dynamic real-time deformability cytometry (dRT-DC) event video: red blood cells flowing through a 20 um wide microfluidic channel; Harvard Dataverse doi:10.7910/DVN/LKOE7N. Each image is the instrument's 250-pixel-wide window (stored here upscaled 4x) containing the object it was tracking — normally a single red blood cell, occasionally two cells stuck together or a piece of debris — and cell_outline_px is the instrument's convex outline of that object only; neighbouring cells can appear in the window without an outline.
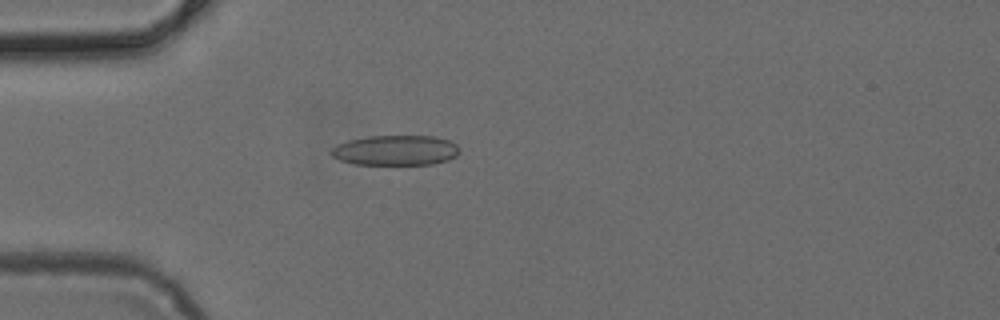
{"species": "common noctule bat (a hibernating species)", "species_latin": "Nyctalus noctula", "temperature_condition": "cold", "stored_images_in_passage": 37, "camera_frame_rate_fps": 3000, "um_per_image_px": 0.085, "animal": {"sex": "female", "body_mass_g": 24.6, "forearm_length_mm": 56.2}, "frame": {"image": 1, "passage_image": 1, "time_ms": 0.0, "image_size_px": [1000, 320], "cell_outline_px": [[460, 152], [456, 156], [448, 160], [432, 164], [356, 164], [340, 160], [332, 156], [332, 148], [336, 144], [348, 140], [368, 136], [436, 136], [448, 140], [456, 144], [460, 148]], "centroid_in_image_um": [33.65, 12.77], "position_along_channel_um": 51.4, "area_um2": 22.54}}
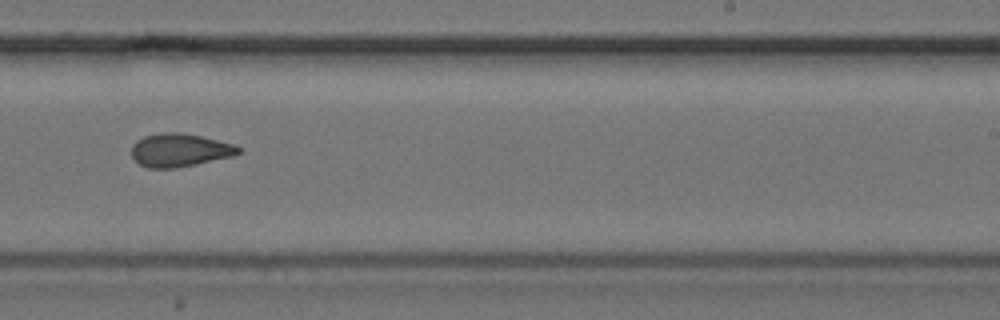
{"frame": {"image": 2, "passage_image": 18, "time_ms": 5.667, "image_size_px": [1000, 320], "cell_outline_px": [[240, 152], [232, 156], [196, 164], [176, 168], [148, 168], [140, 164], [132, 156], [132, 144], [136, 140], [144, 136], [160, 132], [180, 132], [200, 136], [232, 144], [240, 148]], "centroid_in_image_um": [15.23, 12.76], "position_along_channel_um": 273.8, "area_um2": 20.52}}
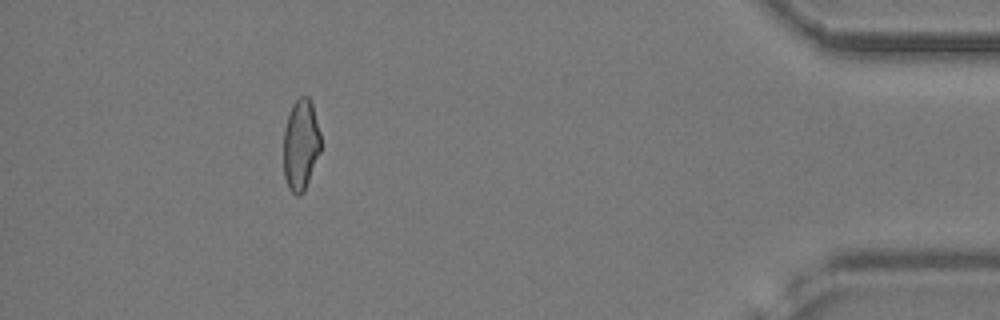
{"frame": {"image": 3, "passage_image": 32, "time_ms": 10.333, "image_size_px": [1000, 320], "cell_outline_px": [[320, 152], [304, 192], [300, 196], [296, 196], [288, 188], [284, 176], [284, 128], [292, 104], [300, 96], [308, 96], [312, 104], [320, 132]], "centroid_in_image_um": [25.56, 12.33], "position_along_channel_um": 409.6, "area_um2": 19.77}}